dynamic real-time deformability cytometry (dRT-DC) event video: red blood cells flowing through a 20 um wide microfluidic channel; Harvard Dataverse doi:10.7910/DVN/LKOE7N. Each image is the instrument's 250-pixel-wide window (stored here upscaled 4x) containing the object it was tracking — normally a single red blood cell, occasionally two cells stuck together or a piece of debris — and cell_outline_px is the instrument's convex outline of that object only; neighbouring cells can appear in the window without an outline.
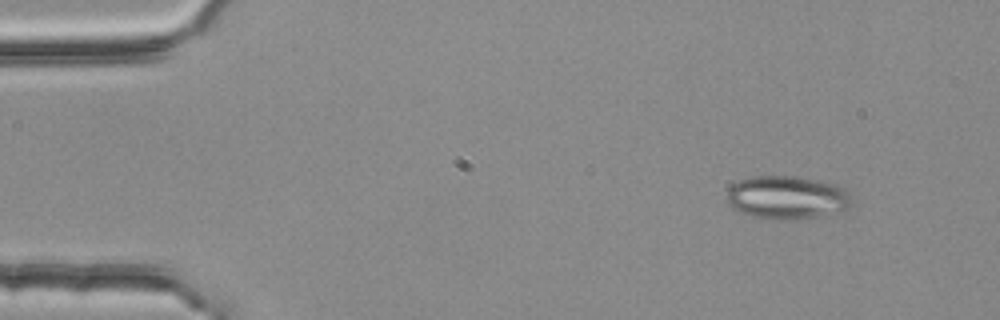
{"species": "common noctule bat (a hibernating species)", "species_latin": "Nyctalus noctula", "temperature_condition": "room temperature", "stored_images_in_passage": 3, "camera_frame_rate_fps": 3000, "um_per_image_px": 0.085, "animal": {"sex": "female", "body_mass_g": 25.1}, "frame": {"image": 1, "passage_image": 1, "time_ms": 0.0, "image_size_px": [1000, 320], "cell_outline_px": [[852, 204], [848, 208], [816, 216], [788, 220], [768, 220], [752, 216], [740, 212], [732, 208], [724, 200], [728, 188], [732, 184], [740, 180], [752, 176], [792, 176], [816, 180], [836, 184], [848, 188], [852, 196]], "centroid_in_image_um": [66.86, 16.78], "position_along_channel_um": 18.1, "area_um2": 31.91}}